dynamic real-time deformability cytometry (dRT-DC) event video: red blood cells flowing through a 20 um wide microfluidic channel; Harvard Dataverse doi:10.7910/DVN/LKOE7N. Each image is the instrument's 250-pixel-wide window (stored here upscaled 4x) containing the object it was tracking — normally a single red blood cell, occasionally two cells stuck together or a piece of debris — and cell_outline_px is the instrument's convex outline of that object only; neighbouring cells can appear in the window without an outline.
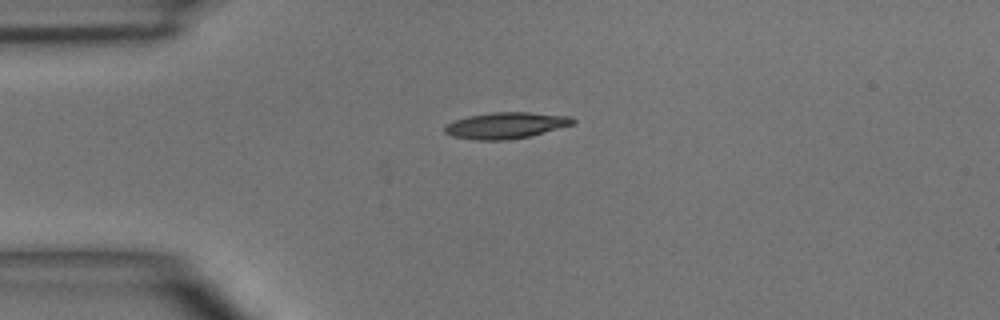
{"species": "common noctule bat (a hibernating species)", "species_latin": "Nyctalus noctula", "temperature_condition": "room temperature", "stored_images_in_passage": 4, "camera_frame_rate_fps": 3000, "um_per_image_px": 0.085, "animal": {"sex": "male", "body_mass_g": 15.6}, "frame": {"image": 1, "passage_image": 1, "time_ms": 0.0, "image_size_px": [1000, 320], "cell_outline_px": [[576, 120], [572, 124], [528, 136], [508, 140], [476, 140], [452, 136], [444, 132], [444, 128], [452, 120], [468, 116], [492, 112], [532, 112], [572, 116]], "centroid_in_image_um": [42.97, 10.65], "position_along_channel_um": 42.0, "area_um2": 19.54}}
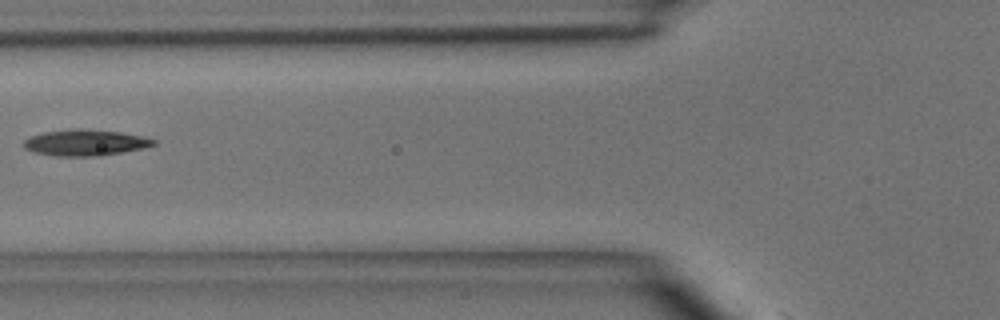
{"frame": {"image": 2, "passage_image": 3, "time_ms": 2.333, "image_size_px": [1000, 320], "cell_outline_px": [[156, 144], [144, 148], [100, 156], [56, 156], [36, 152], [24, 148], [24, 140], [32, 136], [44, 132], [72, 128], [88, 128], [120, 132], [144, 136], [156, 140]], "centroid_in_image_um": [7.29, 12.11], "position_along_channel_um": 118.5, "area_um2": 19.88}}